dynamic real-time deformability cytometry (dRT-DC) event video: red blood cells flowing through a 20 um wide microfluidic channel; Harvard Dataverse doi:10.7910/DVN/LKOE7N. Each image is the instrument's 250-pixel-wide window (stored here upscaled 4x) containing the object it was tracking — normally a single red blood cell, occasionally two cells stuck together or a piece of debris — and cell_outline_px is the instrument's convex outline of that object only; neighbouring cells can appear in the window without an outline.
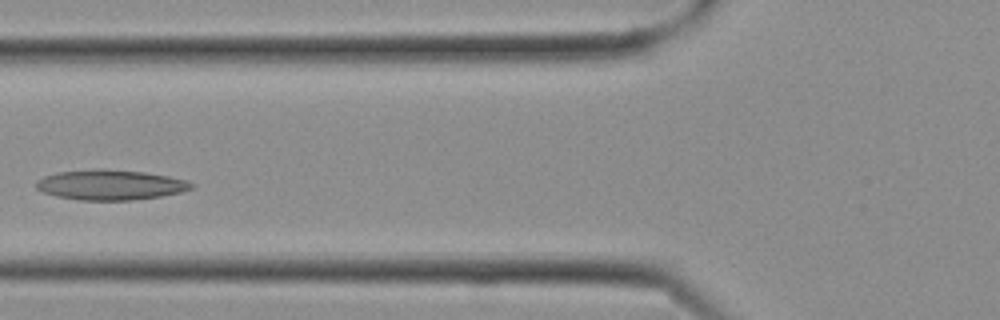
{"species": "Egyptian fruit bat (a non-hibernating species)", "species_latin": "Rousettus aegyptiacus", "temperature_condition": "cold", "stored_images_in_passage": 24, "camera_frame_rate_fps": 3000, "um_per_image_px": 0.085, "frame": {"image": 1, "passage_image": 8, "time_ms": 2.333, "image_size_px": [1000, 320], "cell_outline_px": [[196, 184], [192, 188], [184, 192], [160, 196], [132, 200], [80, 200], [56, 196], [44, 192], [36, 188], [36, 180], [44, 176], [56, 172], [100, 168], [144, 172], [168, 176], [184, 180]], "centroid_in_image_um": [9.38, 15.71], "position_along_channel_um": 116.4, "area_um2": 27.34}}
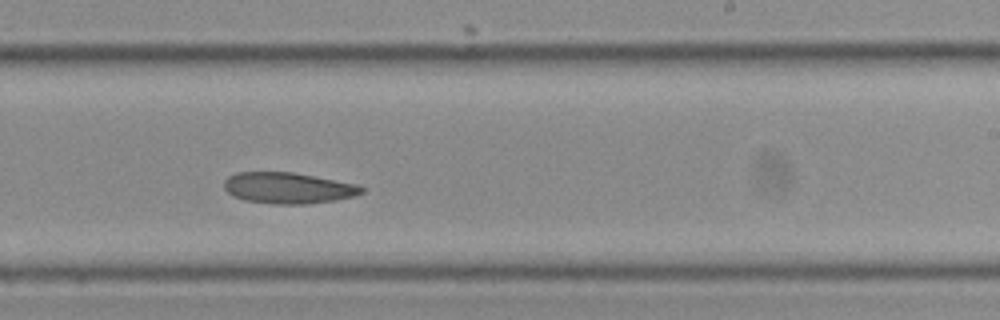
{"frame": {"image": 2, "passage_image": 14, "time_ms": 4.333, "image_size_px": [1000, 320], "cell_outline_px": [[364, 192], [356, 196], [336, 200], [308, 204], [276, 204], [244, 200], [232, 196], [224, 188], [224, 180], [228, 176], [236, 172], [292, 172], [356, 184], [364, 188]], "centroid_in_image_um": [24.48, 15.98], "position_along_channel_um": 264.5, "area_um2": 24.97}}
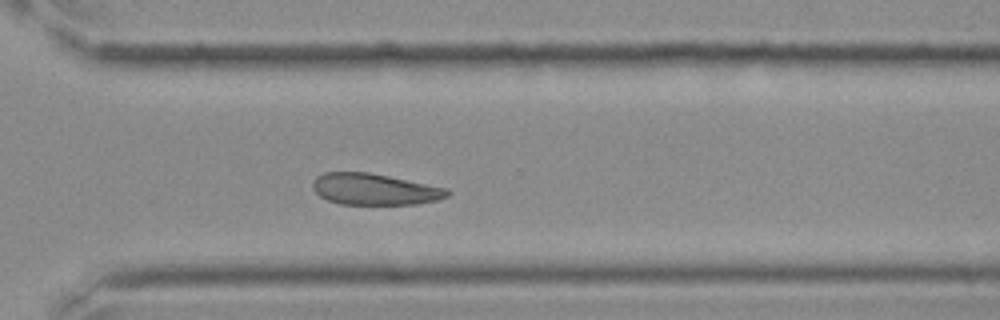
{"frame": {"image": 3, "passage_image": 17, "time_ms": 5.333, "image_size_px": [1000, 320], "cell_outline_px": [[452, 192], [448, 196], [436, 200], [416, 204], [340, 204], [328, 200], [320, 196], [312, 188], [312, 180], [316, 176], [324, 172], [368, 172], [448, 188]], "centroid_in_image_um": [31.82, 16.08], "position_along_channel_um": 338.8, "area_um2": 24.62}}